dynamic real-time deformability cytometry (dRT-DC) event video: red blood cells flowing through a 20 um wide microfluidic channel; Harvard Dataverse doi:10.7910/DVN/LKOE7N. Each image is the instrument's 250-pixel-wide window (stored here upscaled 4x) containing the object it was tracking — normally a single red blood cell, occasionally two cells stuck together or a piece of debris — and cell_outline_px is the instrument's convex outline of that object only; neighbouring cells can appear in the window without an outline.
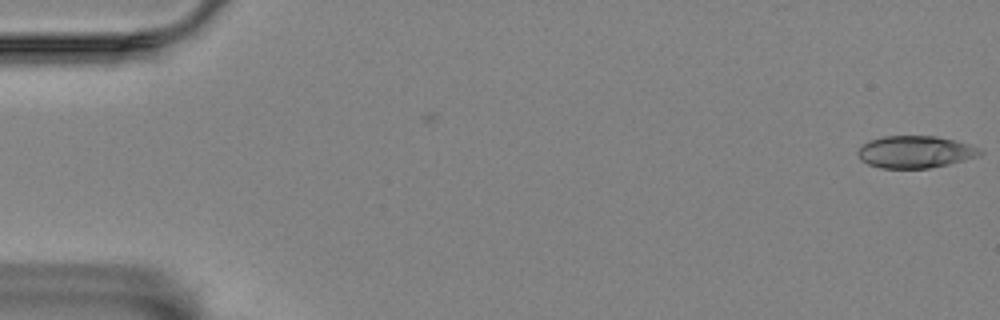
{"species": "Egyptian fruit bat (a non-hibernating species)", "species_latin": "Rousettus aegyptiacus", "temperature_condition": "room temperature", "stored_images_in_passage": 6, "camera_frame_rate_fps": 3000, "um_per_image_px": 0.085, "animal": {"sex": "female"}, "frame": {"image": 1, "passage_image": 6, "time_ms": 1.667, "image_size_px": [1000, 320], "cell_outline_px": [[984, 152], [976, 156], [948, 164], [928, 168], [880, 168], [868, 164], [860, 160], [856, 152], [864, 144], [872, 140], [884, 136], [936, 136], [968, 144]], "centroid_in_image_um": [77.74, 12.92], "position_along_channel_um": 7.3, "area_um2": 22.48}}